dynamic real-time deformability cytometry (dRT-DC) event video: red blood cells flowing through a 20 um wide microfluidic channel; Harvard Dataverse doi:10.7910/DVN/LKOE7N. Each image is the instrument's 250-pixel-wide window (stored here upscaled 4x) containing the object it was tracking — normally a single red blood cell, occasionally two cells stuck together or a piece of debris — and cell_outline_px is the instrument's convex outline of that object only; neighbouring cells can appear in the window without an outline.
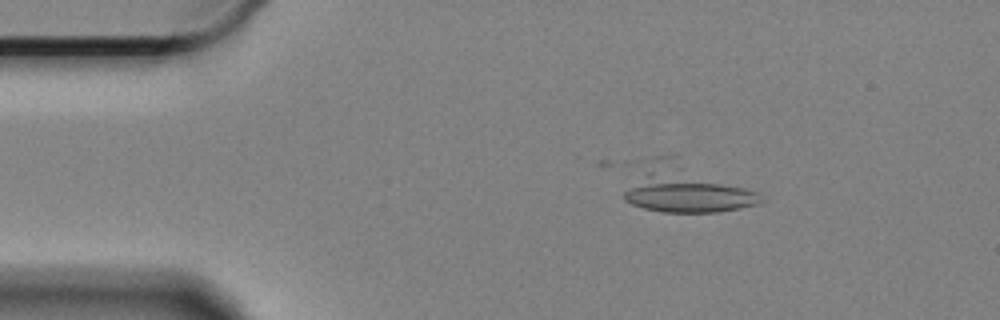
{"species": "Egyptian fruit bat (a non-hibernating species)", "species_latin": "Rousettus aegyptiacus", "temperature_condition": "cold", "stored_images_in_passage": 7, "camera_frame_rate_fps": 3000, "um_per_image_px": 0.085, "animal": {"sex": "female"}, "frame": {"image": 1, "passage_image": 3, "time_ms": 0.667, "image_size_px": [1000, 320], "cell_outline_px": [[768, 200], [756, 204], [740, 208], [716, 212], [664, 212], [644, 208], [632, 204], [624, 200], [624, 192], [648, 172], [680, 168], [760, 192]], "centroid_in_image_um": [58.55, 16.4], "position_along_channel_um": 26.5, "area_um2": 31.04}}